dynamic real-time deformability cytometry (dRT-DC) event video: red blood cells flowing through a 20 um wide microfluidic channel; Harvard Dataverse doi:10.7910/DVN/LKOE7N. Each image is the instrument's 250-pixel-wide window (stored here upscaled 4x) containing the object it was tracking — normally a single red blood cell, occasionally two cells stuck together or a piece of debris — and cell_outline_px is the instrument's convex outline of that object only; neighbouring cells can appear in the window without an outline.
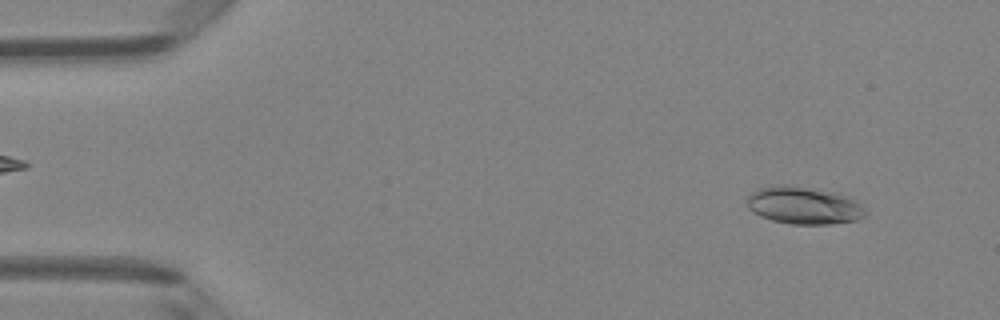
{"species": "Egyptian fruit bat (a non-hibernating species)", "species_latin": "Rousettus aegyptiacus", "temperature_condition": "room temperature", "stored_images_in_passage": 47, "camera_frame_rate_fps": 3000, "um_per_image_px": 0.085, "animal": {"sex": "female"}, "frame": {"image": 1, "passage_image": 4, "time_ms": 1.0, "image_size_px": [1000, 320], "cell_outline_px": [[864, 216], [856, 220], [832, 224], [792, 224], [772, 220], [760, 216], [748, 208], [748, 196], [752, 192], [760, 188], [780, 184], [788, 184], [832, 192], [852, 196], [864, 208]], "centroid_in_image_um": [68.33, 17.46], "position_along_channel_um": 16.7, "area_um2": 25.78}}
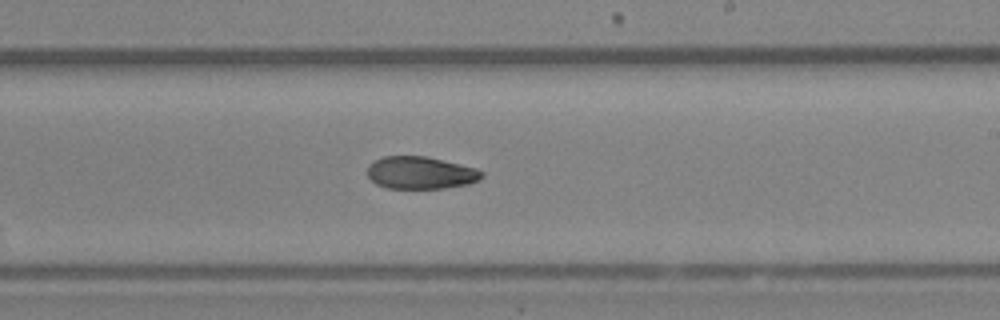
{"frame": {"image": 2, "passage_image": 28, "time_ms": 9.0, "image_size_px": [1000, 320], "cell_outline_px": [[484, 176], [480, 180], [468, 184], [444, 188], [388, 188], [376, 184], [368, 176], [368, 164], [384, 156], [424, 156], [476, 168], [484, 172]], "centroid_in_image_um": [35.76, 14.69], "position_along_channel_um": 253.2, "area_um2": 21.5}}
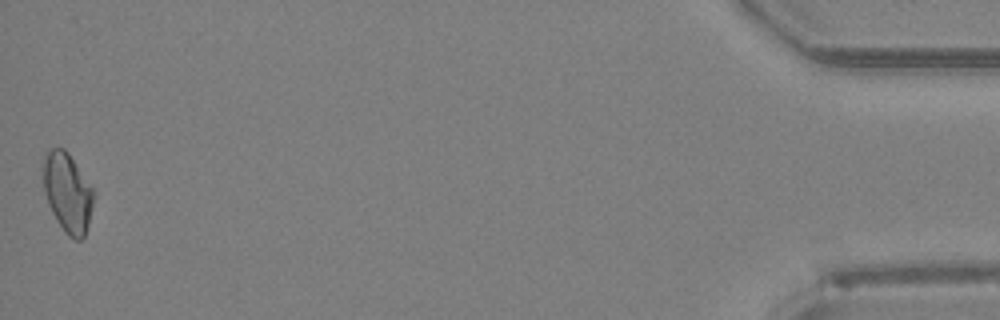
{"frame": {"image": 3, "passage_image": 47, "time_ms": 15.333, "image_size_px": [1000, 320], "cell_outline_px": [[96, 196], [88, 224], [84, 236], [80, 240], [76, 240], [68, 236], [64, 232], [56, 220], [48, 204], [44, 192], [44, 156], [52, 148], [64, 148], [68, 152], [92, 188]], "centroid_in_image_um": [5.76, 16.4], "position_along_channel_um": 429.4, "area_um2": 23.18}, "authors_computed_cell_mechanics": {"area_um2": 22.5998, "velocity_mm_per_s": 4.2516, "shape_relaxation_time_tau1_ms": null, "shape_relaxation_time_tau2_ms": 6.3875, "deformation_change_tau1": null, "deformation_change_tau2": 0.1212}}